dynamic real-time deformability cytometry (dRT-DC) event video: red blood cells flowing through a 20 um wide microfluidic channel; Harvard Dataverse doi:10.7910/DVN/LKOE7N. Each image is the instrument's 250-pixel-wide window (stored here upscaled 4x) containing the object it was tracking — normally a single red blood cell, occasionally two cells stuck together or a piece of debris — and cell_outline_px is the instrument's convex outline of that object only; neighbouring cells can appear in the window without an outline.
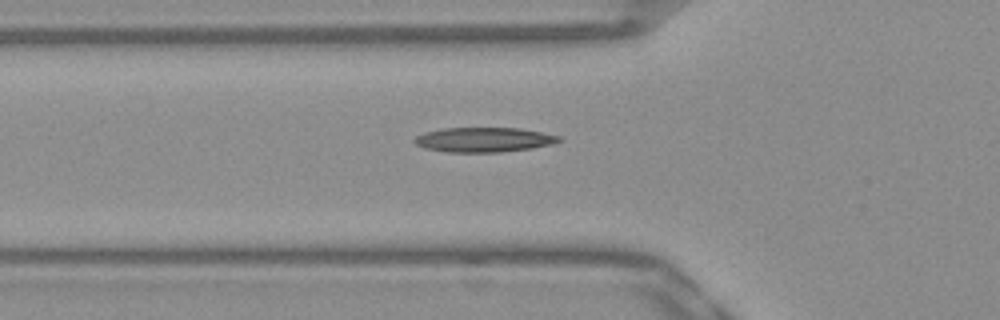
{"species": "Egyptian fruit bat (a non-hibernating species)", "species_latin": "Rousettus aegyptiacus", "temperature_condition": "warm", "stored_images_in_passage": 34, "camera_frame_rate_fps": 3000, "um_per_image_px": 0.085, "frame": {"image": 1, "passage_image": 2, "time_ms": 0.333, "image_size_px": [1000, 320], "cell_outline_px": [[564, 140], [552, 144], [532, 148], [500, 152], [448, 152], [424, 148], [416, 144], [412, 140], [416, 136], [424, 132], [444, 128], [520, 128], [560, 136]], "centroid_in_image_um": [41.12, 11.87], "position_along_channel_um": 84.7, "area_um2": 20.81}}
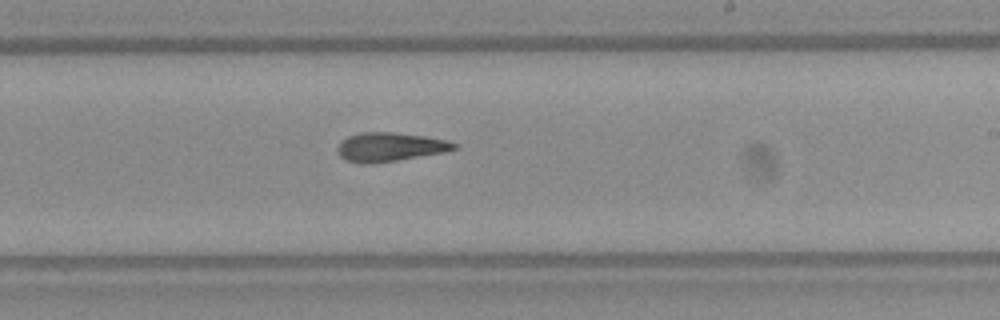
{"frame": {"image": 2, "passage_image": 15, "time_ms": 4.667, "image_size_px": [1000, 320], "cell_outline_px": [[456, 148], [448, 152], [396, 160], [368, 164], [364, 164], [348, 160], [340, 156], [336, 148], [340, 140], [348, 136], [360, 132], [392, 132], [424, 136], [448, 140], [456, 144]], "centroid_in_image_um": [33.13, 12.48], "position_along_channel_um": 255.9, "area_um2": 19.65}}
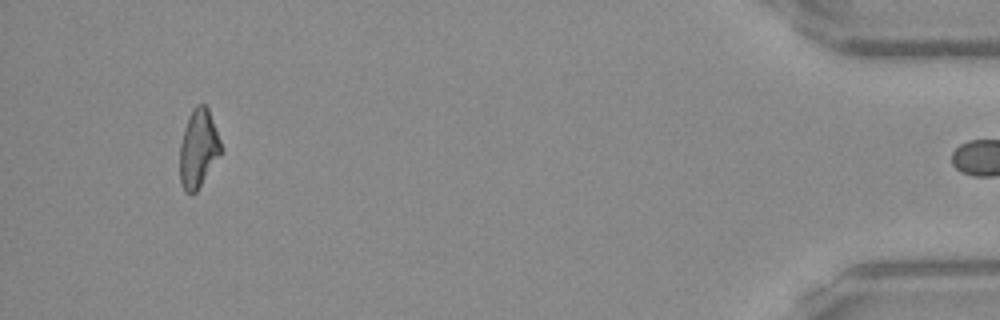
{"frame": {"image": 3, "passage_image": 33, "time_ms": 10.667, "image_size_px": [1000, 320], "cell_outline_px": [[224, 152], [196, 192], [184, 192], [180, 184], [180, 144], [184, 128], [192, 112], [200, 104], [208, 104], [224, 148]], "centroid_in_image_um": [16.92, 12.64], "position_along_channel_um": 418.3, "area_um2": 19.19}, "authors_computed_cell_mechanics": {"area_um2": 19.6809, "velocity_mm_per_s": 3.9327, "shape_relaxation_time_tau1_ms": null, "shape_relaxation_time_tau2_ms": 3.788, "deformation_change_tau1": null, "deformation_change_tau2": 0.136}}